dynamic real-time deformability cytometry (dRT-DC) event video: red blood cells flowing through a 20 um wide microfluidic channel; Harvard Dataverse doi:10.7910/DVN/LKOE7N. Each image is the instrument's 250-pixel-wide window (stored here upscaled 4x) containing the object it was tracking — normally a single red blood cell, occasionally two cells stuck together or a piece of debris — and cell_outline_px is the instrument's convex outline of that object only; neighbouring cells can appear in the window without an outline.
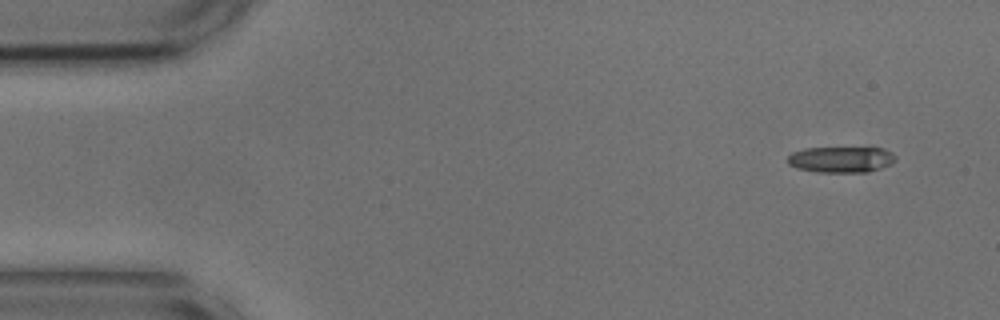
{"species": "common noctule bat (a hibernating species)", "species_latin": "Nyctalus noctula", "temperature_condition": "cold", "stored_images_in_passage": 4, "camera_frame_rate_fps": 3000, "um_per_image_px": 0.085, "animal": {"sex": "male", "body_mass_g": 17.9, "forearm_length_mm": 54.2}, "frame": {"image": 1, "passage_image": 1, "time_ms": 0.0, "image_size_px": [1000, 320], "cell_outline_px": [[896, 160], [892, 164], [868, 172], [816, 172], [796, 168], [788, 164], [788, 156], [792, 152], [804, 148], [884, 148], [892, 152], [896, 156]], "centroid_in_image_um": [71.5, 13.56], "position_along_channel_um": 13.5, "area_um2": 16.47}}
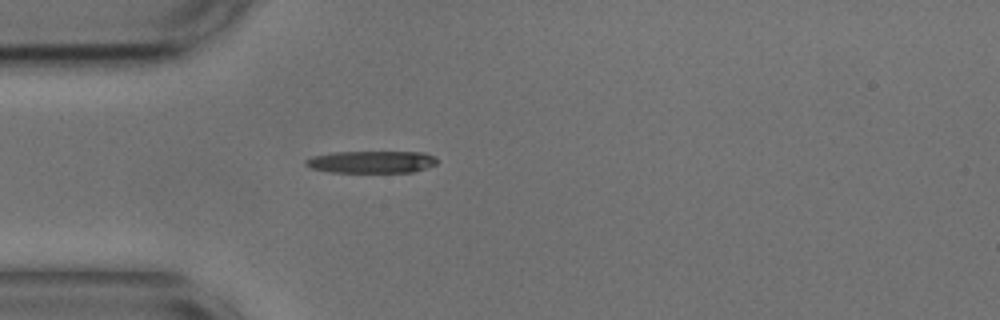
{"frame": {"image": 2, "passage_image": 4, "time_ms": 1.0, "image_size_px": [1000, 320], "cell_outline_px": [[436, 164], [412, 172], [332, 172], [312, 168], [304, 164], [304, 160], [312, 156], [332, 152], [424, 152], [432, 156], [436, 160]], "centroid_in_image_um": [31.52, 13.76], "position_along_channel_um": 53.5, "area_um2": 16.82}}